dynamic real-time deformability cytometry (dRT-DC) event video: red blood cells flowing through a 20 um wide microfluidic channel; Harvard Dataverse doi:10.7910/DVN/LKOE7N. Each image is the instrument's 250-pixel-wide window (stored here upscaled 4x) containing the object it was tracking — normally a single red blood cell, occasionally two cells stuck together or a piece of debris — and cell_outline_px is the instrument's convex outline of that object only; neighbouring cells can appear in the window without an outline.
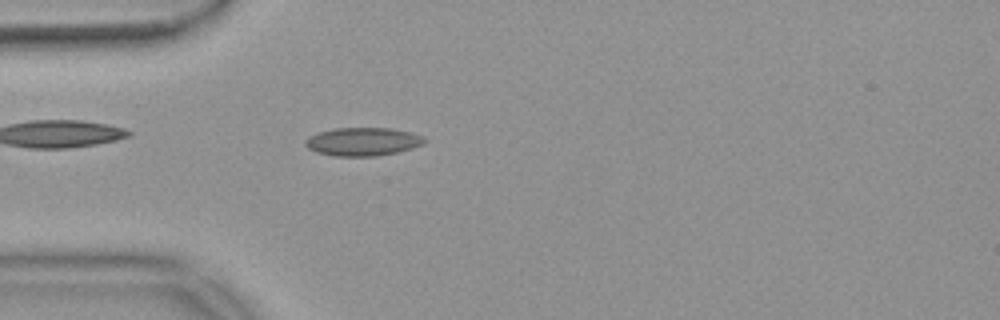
{"species": "common noctule bat (a hibernating species)", "species_latin": "Nyctalus noctula", "temperature_condition": "warm", "stored_images_in_passage": 54, "camera_frame_rate_fps": 3000, "um_per_image_px": 0.085, "animal": {"sex": "female", "body_mass_g": 18.4}, "frame": {"image": 1, "passage_image": 15, "time_ms": 4.667, "image_size_px": [1000, 320], "cell_outline_px": [[428, 140], [424, 144], [412, 148], [396, 152], [376, 156], [336, 156], [316, 152], [308, 148], [304, 144], [304, 140], [308, 136], [320, 132], [336, 128], [392, 128], [412, 132], [424, 136]], "centroid_in_image_um": [30.87, 12.03], "position_along_channel_um": 54.1, "area_um2": 19.77}}
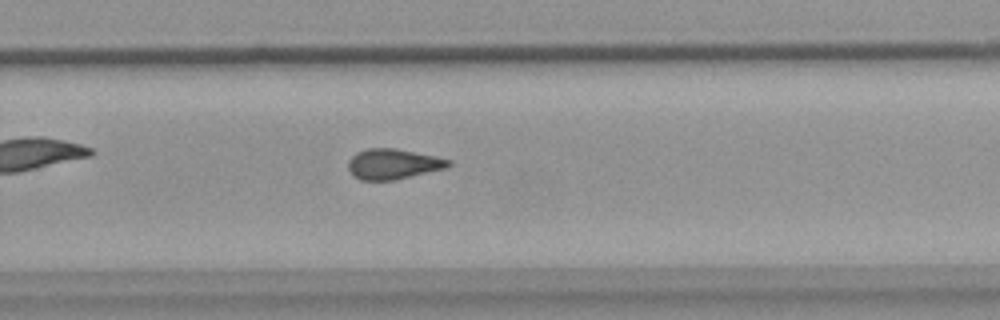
{"frame": {"image": 2, "passage_image": 35, "time_ms": 11.333, "image_size_px": [1000, 320], "cell_outline_px": [[452, 164], [448, 168], [396, 180], [360, 180], [348, 168], [348, 160], [356, 152], [368, 148], [396, 148], [436, 156], [452, 160]], "centroid_in_image_um": [33.47, 13.94], "position_along_channel_um": 296.3, "area_um2": 17.92}}
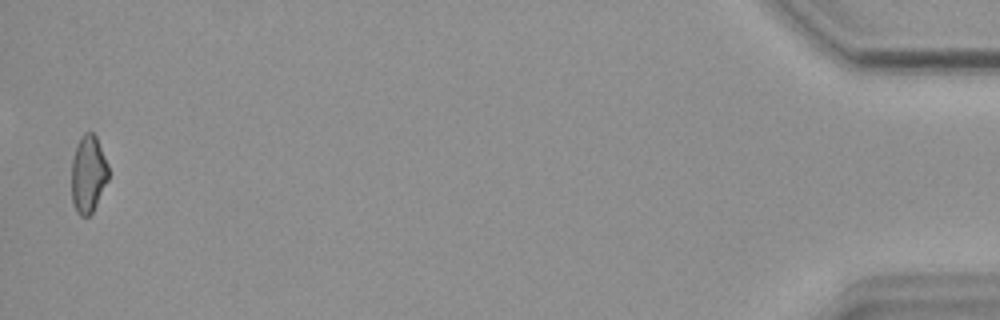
{"frame": {"image": 3, "passage_image": 53, "time_ms": 17.333, "image_size_px": [1000, 320], "cell_outline_px": [[108, 180], [92, 212], [88, 216], [80, 216], [76, 212], [72, 204], [72, 160], [80, 136], [84, 132], [92, 132], [96, 136], [108, 164]], "centroid_in_image_um": [7.49, 14.79], "position_along_channel_um": 427.7, "area_um2": 16.59}, "authors_computed_cell_mechanics": {"area_um2": 18.0336, "velocity_mm_per_s": 3.7271, "shape_relaxation_time_tau1_ms": null, "shape_relaxation_time_tau2_ms": 2.6298, "deformation_change_tau1": null, "deformation_change_tau2": 0.0863}}